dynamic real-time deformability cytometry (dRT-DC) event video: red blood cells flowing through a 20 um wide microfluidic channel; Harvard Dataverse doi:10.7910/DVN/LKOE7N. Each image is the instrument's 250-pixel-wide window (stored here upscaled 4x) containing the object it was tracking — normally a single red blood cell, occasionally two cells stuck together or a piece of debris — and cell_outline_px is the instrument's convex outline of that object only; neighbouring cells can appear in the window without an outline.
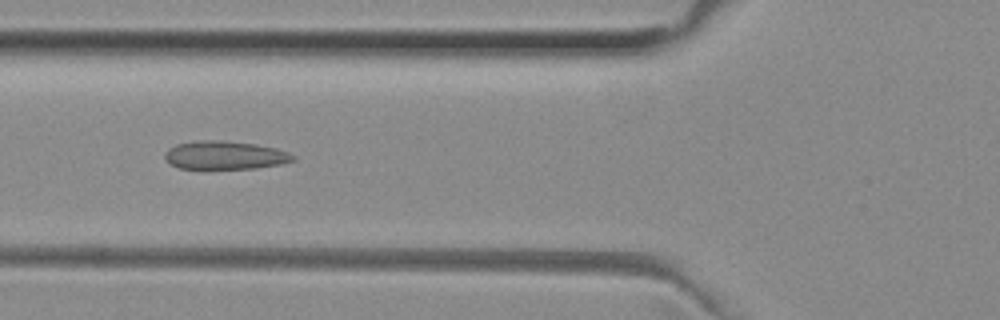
{"species": "common noctule bat (a hibernating species)", "species_latin": "Nyctalus noctula", "temperature_condition": "room temperature", "stored_images_in_passage": 43, "camera_frame_rate_fps": 3000, "um_per_image_px": 0.085, "animal": {"sex": "female", "body_mass_g": 29.2, "forearm_length_mm": 56.3}, "frame": {"image": 1, "passage_image": 11, "time_ms": 3.333, "image_size_px": [1000, 320], "cell_outline_px": [[296, 160], [280, 164], [256, 168], [180, 168], [172, 164], [164, 156], [164, 152], [168, 148], [176, 144], [200, 140], [224, 140], [256, 144], [276, 148], [288, 152], [296, 156]], "centroid_in_image_um": [19.15, 13.18], "position_along_channel_um": 106.7, "area_um2": 21.1}}
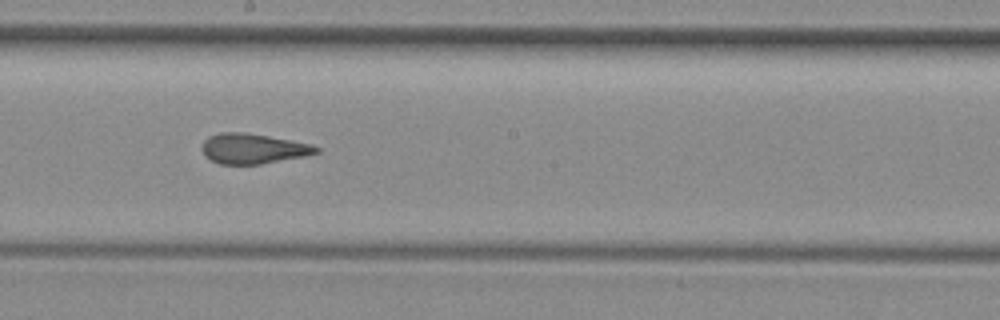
{"frame": {"image": 2, "passage_image": 20, "time_ms": 6.333, "image_size_px": [1000, 320], "cell_outline_px": [[320, 152], [304, 156], [260, 164], [220, 164], [204, 156], [200, 148], [204, 140], [208, 136], [220, 132], [244, 132], [268, 136], [308, 144], [320, 148]], "centroid_in_image_um": [21.44, 12.63], "position_along_channel_um": 226.8, "area_um2": 19.94}}
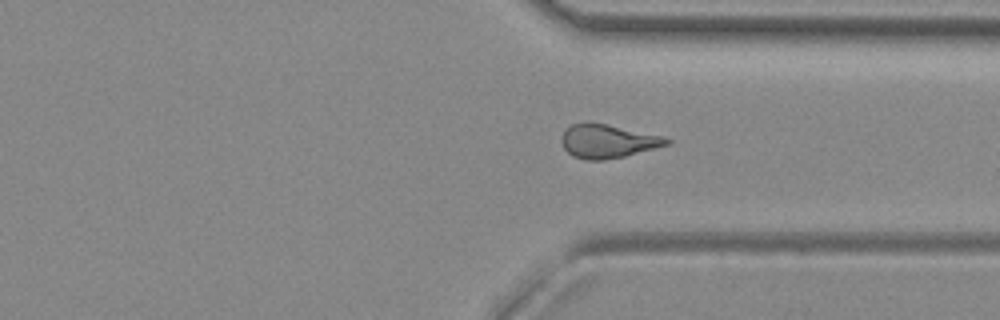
{"frame": {"image": 3, "passage_image": 30, "time_ms": 9.667, "image_size_px": [1000, 320], "cell_outline_px": [[672, 144], [624, 156], [604, 160], [588, 160], [572, 156], [564, 148], [560, 140], [564, 132], [572, 124], [604, 124], [664, 136], [672, 140]], "centroid_in_image_um": [51.7, 12.03], "position_along_channel_um": 359.7, "area_um2": 20.23}, "authors_computed_cell_mechanics": {"area_um2": 20.5768, "velocity_mm_per_s": 4.0063, "shape_relaxation_time_tau1_ms": null, "shape_relaxation_time_tau2_ms": 1.5609, "deformation_change_tau1": null, "deformation_change_tau2": 0.0884}}